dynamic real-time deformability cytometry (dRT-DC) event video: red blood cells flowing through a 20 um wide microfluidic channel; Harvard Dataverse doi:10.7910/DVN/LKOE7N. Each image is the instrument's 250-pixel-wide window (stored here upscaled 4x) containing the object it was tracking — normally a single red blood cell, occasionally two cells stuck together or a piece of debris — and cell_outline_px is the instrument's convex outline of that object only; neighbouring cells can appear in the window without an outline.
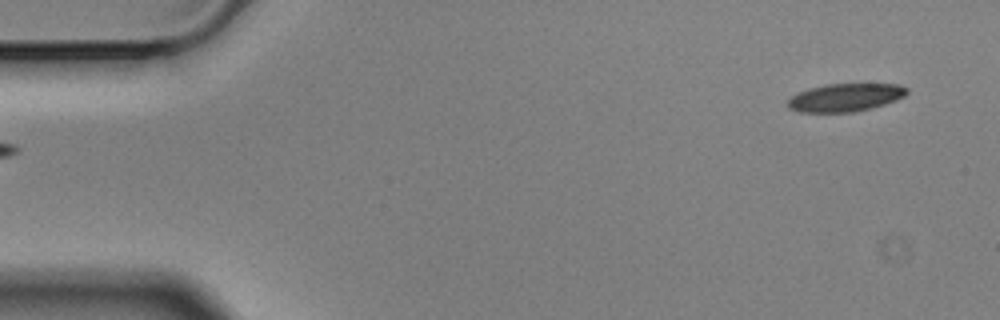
{"species": "Egyptian fruit bat (a non-hibernating species)", "species_latin": "Rousettus aegyptiacus", "temperature_condition": "cold", "stored_images_in_passage": 6, "segment_of_instrument_passage": [2, 2], "camera_frame_rate_fps": 3000, "um_per_image_px": 0.085, "animal": {"sex": "male"}, "frame": {"image": 1, "passage_image": 6, "time_ms": 1.667, "image_size_px": [1000, 320], "cell_outline_px": [[908, 92], [904, 96], [896, 100], [872, 108], [852, 112], [800, 112], [788, 108], [788, 100], [792, 96], [808, 88], [824, 84], [896, 84], [908, 88]], "centroid_in_image_um": [71.85, 8.28], "position_along_channel_um": 13.2, "area_um2": 19.36}}